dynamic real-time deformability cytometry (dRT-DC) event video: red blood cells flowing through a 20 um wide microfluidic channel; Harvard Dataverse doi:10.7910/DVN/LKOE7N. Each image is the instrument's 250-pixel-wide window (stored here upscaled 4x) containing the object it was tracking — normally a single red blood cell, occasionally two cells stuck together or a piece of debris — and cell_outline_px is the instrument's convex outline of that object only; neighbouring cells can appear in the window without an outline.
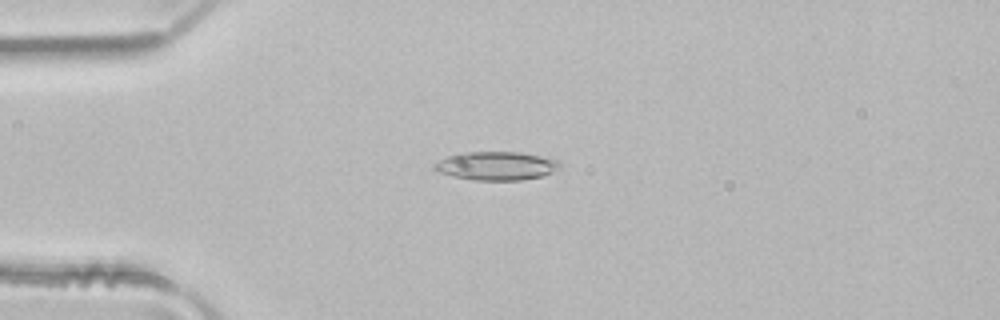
{"species": "common noctule bat (a hibernating species)", "species_latin": "Nyctalus noctula", "temperature_condition": "room temperature", "stored_images_in_passage": 3, "camera_frame_rate_fps": 3000, "um_per_image_px": 0.085, "animal": {"sex": "male", "body_mass_g": 21.5, "forearm_length_mm": 52.0}, "frame": {"image": 1, "passage_image": 3, "time_ms": 0.667, "image_size_px": [1000, 320], "cell_outline_px": [[560, 168], [544, 176], [520, 180], [476, 180], [452, 176], [440, 172], [432, 168], [432, 164], [448, 156], [460, 152], [520, 152], [560, 160]], "centroid_in_image_um": [42.2, 14.09], "position_along_channel_um": 42.8, "area_um2": 20.92}}